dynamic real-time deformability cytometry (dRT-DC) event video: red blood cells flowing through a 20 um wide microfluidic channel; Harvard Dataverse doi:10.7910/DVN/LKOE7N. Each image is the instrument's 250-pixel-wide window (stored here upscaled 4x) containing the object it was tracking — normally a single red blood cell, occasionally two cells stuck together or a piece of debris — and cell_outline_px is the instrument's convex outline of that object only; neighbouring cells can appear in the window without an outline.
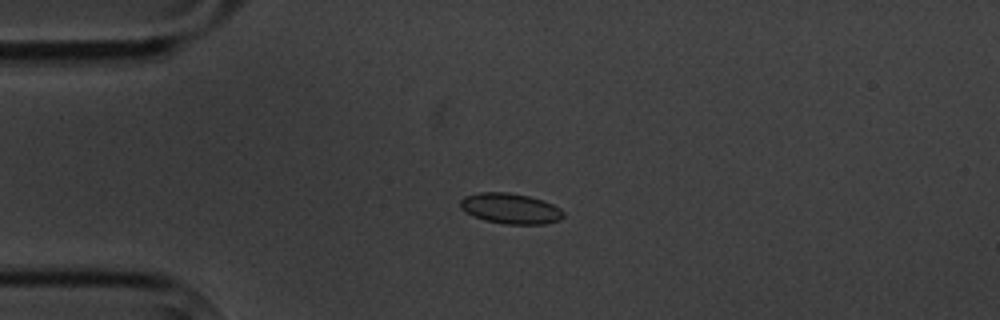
{"species": "common noctule bat (a hibernating species)", "species_latin": "Nyctalus noctula", "temperature_condition": "cold", "stored_images_in_passage": 5, "camera_frame_rate_fps": 3000, "um_per_image_px": 0.085, "animal": {"sex": "male", "body_mass_g": 20.1, "forearm_length_mm": 53.5}, "frame": {"image": 1, "passage_image": 4, "time_ms": 3.333, "image_size_px": [1000, 320], "cell_outline_px": [[564, 216], [560, 220], [544, 224], [504, 224], [484, 220], [460, 208], [460, 200], [464, 196], [480, 192], [508, 192], [528, 196], [544, 200], [560, 208], [564, 212]], "centroid_in_image_um": [43.41, 17.72], "position_along_channel_um": 41.6, "area_um2": 18.32}}